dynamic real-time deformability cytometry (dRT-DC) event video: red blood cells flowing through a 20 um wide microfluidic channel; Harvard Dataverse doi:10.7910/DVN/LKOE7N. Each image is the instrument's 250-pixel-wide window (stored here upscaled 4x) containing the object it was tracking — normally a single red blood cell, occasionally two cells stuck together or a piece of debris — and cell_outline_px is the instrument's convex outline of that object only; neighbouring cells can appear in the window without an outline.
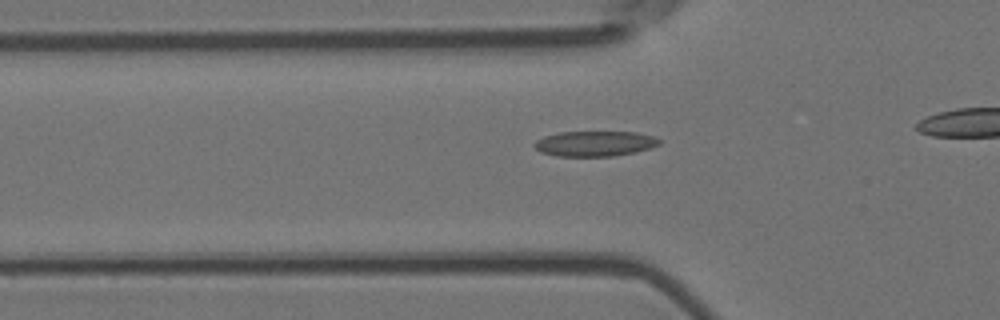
{"species": "Egyptian fruit bat (a non-hibernating species)", "species_latin": "Rousettus aegyptiacus", "temperature_condition": "room temperature", "stored_images_in_passage": 37, "camera_frame_rate_fps": 3000, "um_per_image_px": 0.085, "animal": {"sex": "female"}, "frame": {"image": 1, "passage_image": 11, "time_ms": 3.333, "image_size_px": [1000, 320], "cell_outline_px": [[660, 144], [652, 148], [636, 152], [612, 156], [556, 156], [540, 152], [532, 144], [536, 140], [544, 136], [560, 132], [636, 132], [652, 136], [660, 140]], "centroid_in_image_um": [50.55, 12.21], "position_along_channel_um": 75.3, "area_um2": 18.44}}
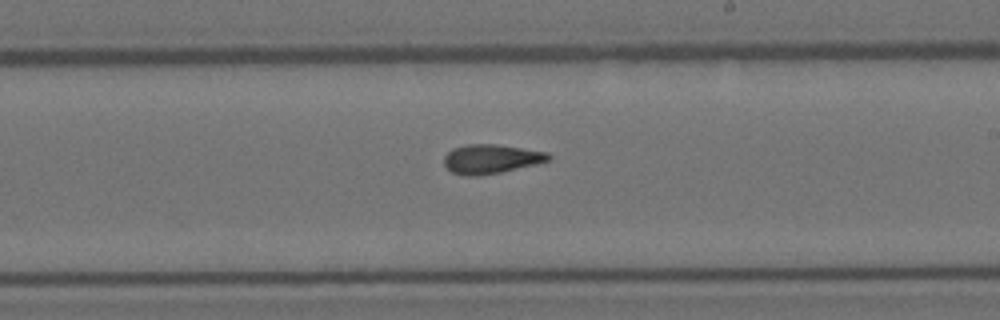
{"frame": {"image": 2, "passage_image": 25, "time_ms": 8.0, "image_size_px": [1000, 320], "cell_outline_px": [[552, 160], [536, 164], [500, 172], [476, 176], [464, 176], [452, 172], [444, 164], [444, 156], [452, 148], [468, 144], [496, 144], [548, 152], [552, 156]], "centroid_in_image_um": [41.75, 13.51], "position_along_channel_um": 247.2, "area_um2": 17.8}}
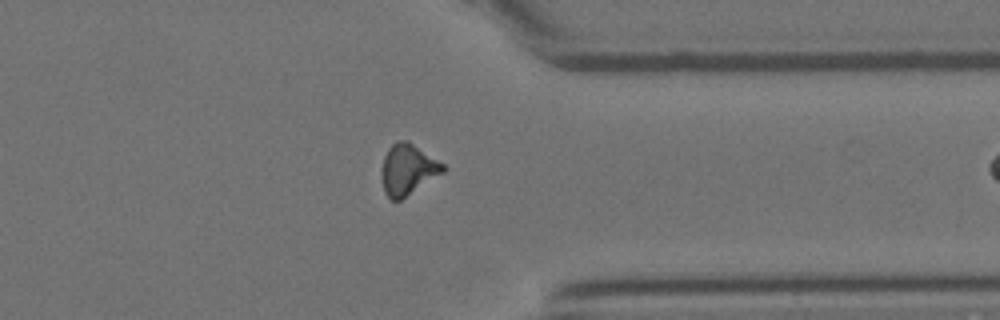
{"frame": {"image": 3, "passage_image": 36, "time_ms": 11.667, "image_size_px": [1000, 320], "cell_outline_px": [[448, 168], [444, 172], [400, 200], [392, 200], [384, 192], [380, 172], [384, 156], [388, 148], [392, 144], [400, 140], [408, 140], [444, 164]], "centroid_in_image_um": [34.66, 14.39], "position_along_channel_um": 376.7, "area_um2": 18.21}}